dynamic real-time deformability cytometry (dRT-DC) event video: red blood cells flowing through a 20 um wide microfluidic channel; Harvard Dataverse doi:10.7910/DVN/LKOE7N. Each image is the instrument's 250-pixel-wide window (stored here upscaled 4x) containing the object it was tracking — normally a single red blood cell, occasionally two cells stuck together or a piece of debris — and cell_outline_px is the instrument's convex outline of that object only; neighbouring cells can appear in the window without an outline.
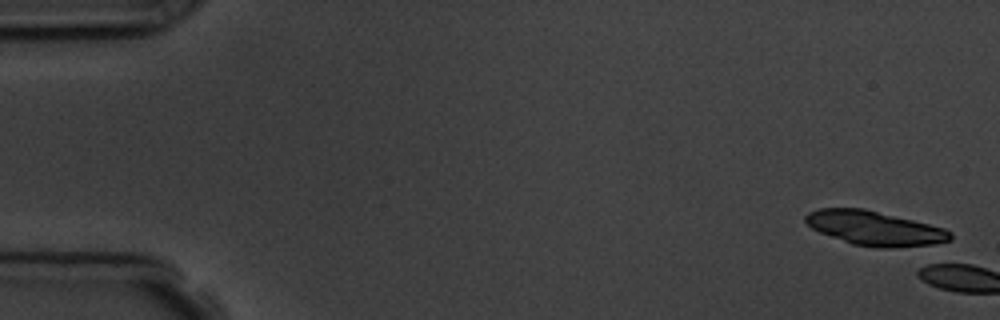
{"species": "common noctule bat (a hibernating species)", "species_latin": "Nyctalus noctula", "temperature_condition": "room temperature", "stored_images_in_passage": 2, "camera_frame_rate_fps": 3000, "um_per_image_px": 0.085, "animal": {"sex": "male", "body_mass_g": 19.5, "forearm_length_mm": 54.6}, "frame": {"image": 1, "passage_image": 1, "time_ms": 0.0, "image_size_px": [1000, 320], "cell_outline_px": [[952, 240], [932, 244], [888, 248], [876, 248], [852, 244], [820, 232], [812, 228], [804, 220], [804, 216], [808, 212], [820, 208], [864, 208], [944, 228], [952, 232]], "centroid_in_image_um": [74.33, 19.4], "position_along_channel_um": 10.7, "area_um2": 28.78}}